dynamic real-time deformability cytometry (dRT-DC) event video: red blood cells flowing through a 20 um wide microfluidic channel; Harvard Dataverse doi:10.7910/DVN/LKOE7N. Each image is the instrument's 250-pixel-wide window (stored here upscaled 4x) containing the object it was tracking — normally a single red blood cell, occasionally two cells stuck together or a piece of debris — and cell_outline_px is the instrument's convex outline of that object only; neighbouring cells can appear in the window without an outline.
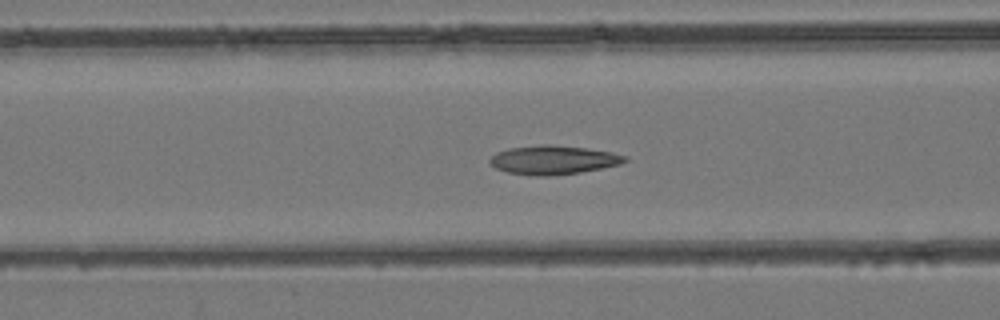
{"species": "common noctule bat (a hibernating species)", "species_latin": "Nyctalus noctula", "temperature_condition": "room temperature", "stored_images_in_passage": 50, "camera_frame_rate_fps": 3000, "um_per_image_px": 0.085, "animal": {"sex": "female", "body_mass_g": 24.6, "forearm_length_mm": 56.2}, "frame": {"image": 1, "passage_image": 20, "time_ms": 6.333, "image_size_px": [1000, 320], "cell_outline_px": [[628, 160], [620, 164], [580, 172], [548, 176], [536, 176], [508, 172], [496, 168], [488, 160], [496, 152], [508, 148], [540, 144], [548, 144], [588, 148], [612, 152], [628, 156]], "centroid_in_image_um": [47.04, 13.58], "position_along_channel_um": 119.6, "area_um2": 22.72}}
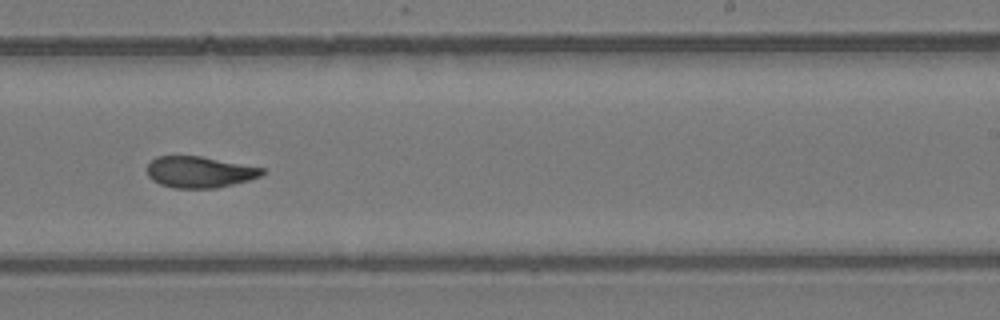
{"frame": {"image": 2, "passage_image": 31, "time_ms": 10.0, "image_size_px": [1000, 320], "cell_outline_px": [[268, 172], [260, 176], [248, 180], [216, 188], [172, 188], [160, 184], [152, 180], [148, 176], [148, 164], [156, 156], [200, 156], [264, 168]], "centroid_in_image_um": [16.96, 14.62], "position_along_channel_um": 272.0, "area_um2": 20.92}}
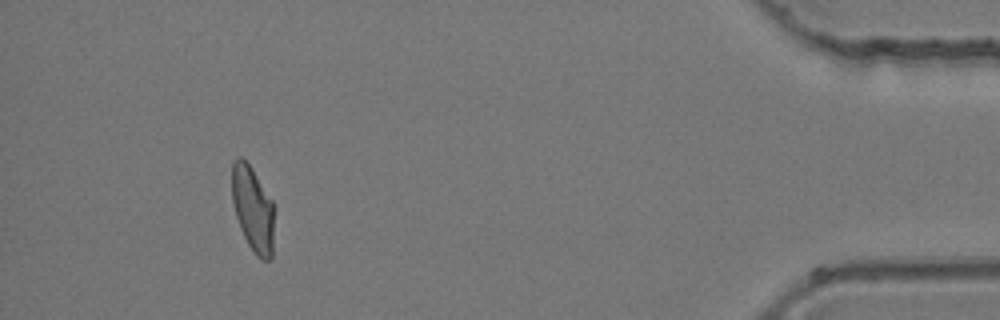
{"frame": {"image": 3, "passage_image": 46, "time_ms": 15.0, "image_size_px": [1000, 320], "cell_outline_px": [[276, 208], [272, 256], [268, 260], [260, 260], [256, 256], [248, 244], [240, 228], [236, 216], [232, 200], [232, 164], [240, 156], [252, 168], [272, 200]], "centroid_in_image_um": [21.53, 17.81], "position_along_channel_um": 413.7, "area_um2": 21.39}}